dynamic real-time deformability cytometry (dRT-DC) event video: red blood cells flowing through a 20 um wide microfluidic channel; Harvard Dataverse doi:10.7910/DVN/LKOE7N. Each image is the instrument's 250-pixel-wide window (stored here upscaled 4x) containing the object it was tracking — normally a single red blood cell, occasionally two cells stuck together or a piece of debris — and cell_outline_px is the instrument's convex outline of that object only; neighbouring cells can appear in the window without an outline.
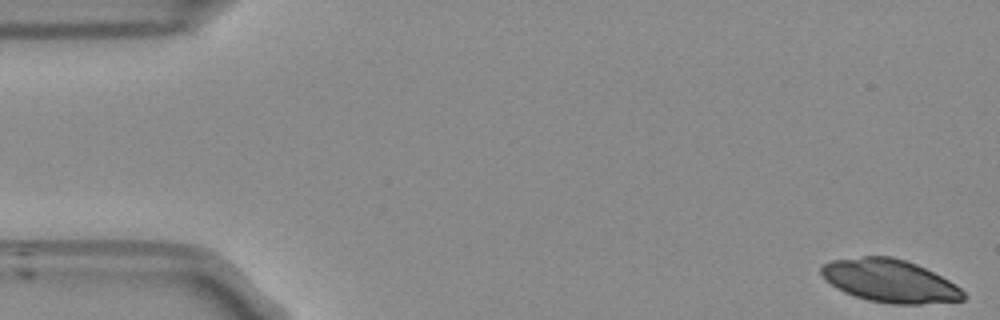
{"species": "Egyptian fruit bat (a non-hibernating species)", "species_latin": "Rousettus aegyptiacus", "temperature_condition": "room temperature", "stored_images_in_passage": 53, "camera_frame_rate_fps": 3000, "um_per_image_px": 0.085, "frame": {"image": 1, "passage_image": 1, "time_ms": 0.0, "image_size_px": [1000, 320], "cell_outline_px": [[968, 296], [964, 300], [920, 304], [892, 304], [868, 300], [844, 292], [836, 288], [824, 280], [820, 272], [820, 268], [824, 264], [832, 260], [864, 256], [892, 256], [916, 264], [948, 280], [960, 288]], "centroid_in_image_um": [75.61, 23.88], "position_along_channel_um": 9.4, "area_um2": 35.43}}